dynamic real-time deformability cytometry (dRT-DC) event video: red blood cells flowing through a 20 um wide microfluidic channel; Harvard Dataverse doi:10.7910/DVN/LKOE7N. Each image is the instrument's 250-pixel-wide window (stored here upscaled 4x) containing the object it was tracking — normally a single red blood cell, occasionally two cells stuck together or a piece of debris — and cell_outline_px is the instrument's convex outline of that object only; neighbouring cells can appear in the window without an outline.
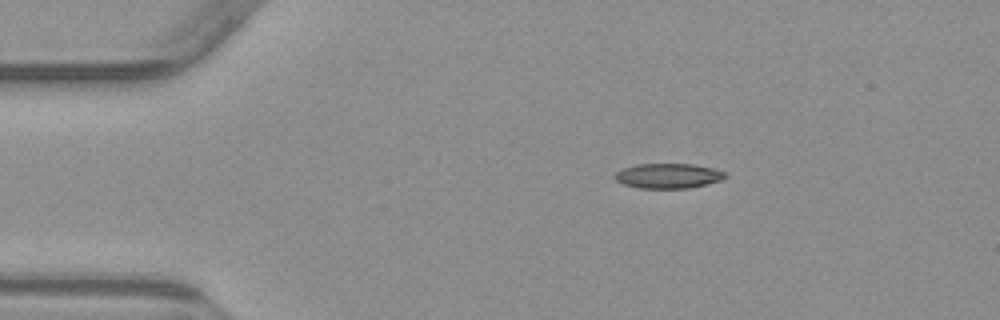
{"species": "common noctule bat (a hibernating species)", "species_latin": "Nyctalus noctula", "temperature_condition": "warm", "stored_images_in_passage": 6, "camera_frame_rate_fps": 3000, "um_per_image_px": 0.085, "animal": {"sex": "male", "body_mass_g": 23.1, "forearm_length_mm": 52.7}, "frame": {"image": 1, "passage_image": 1, "time_ms": 0.0, "image_size_px": [1000, 320], "cell_outline_px": [[728, 176], [724, 180], [708, 184], [688, 188], [640, 188], [624, 184], [616, 180], [612, 176], [616, 172], [624, 168], [636, 164], [692, 164], [716, 168], [724, 172]], "centroid_in_image_um": [56.84, 14.94], "position_along_channel_um": 28.2, "area_um2": 16.18}}
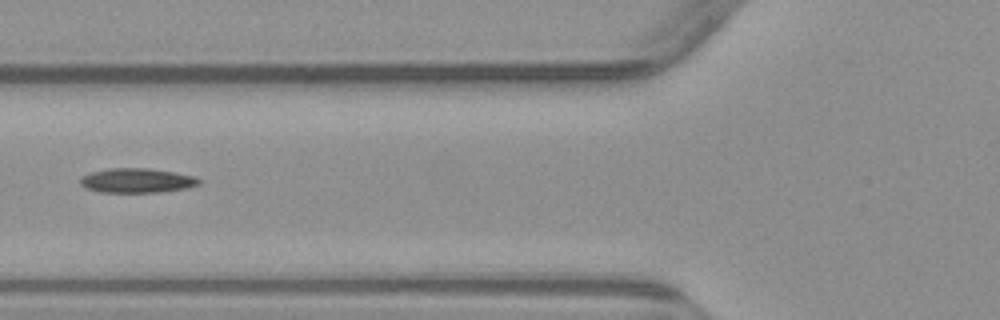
{"frame": {"image": 2, "passage_image": 4, "time_ms": 3.667, "image_size_px": [1000, 320], "cell_outline_px": [[200, 184], [188, 188], [160, 192], [100, 192], [84, 188], [80, 184], [80, 176], [92, 172], [108, 168], [148, 168], [176, 172], [196, 176], [200, 180]], "centroid_in_image_um": [11.64, 15.34], "position_along_channel_um": 114.2, "area_um2": 17.17}}
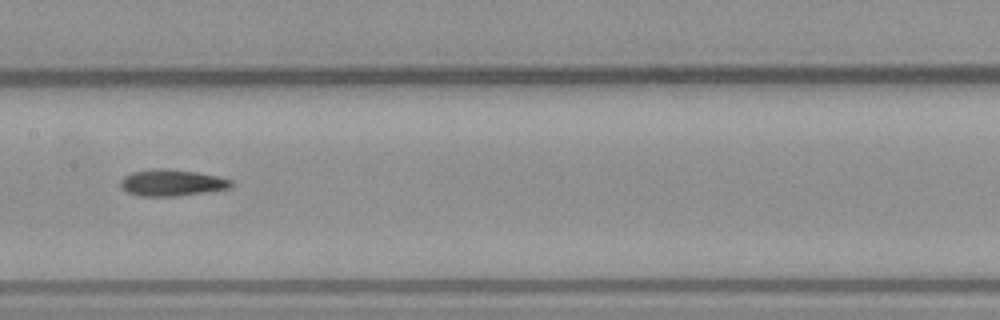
{"frame": {"image": 3, "passage_image": 6, "time_ms": 5.667, "image_size_px": [1000, 320], "cell_outline_px": [[236, 184], [228, 188], [204, 192], [176, 196], [136, 196], [128, 192], [120, 184], [120, 180], [124, 176], [132, 172], [164, 168], [196, 172], [216, 176], [232, 180]], "centroid_in_image_um": [14.61, 15.54], "position_along_channel_um": 192.8, "area_um2": 16.88}}